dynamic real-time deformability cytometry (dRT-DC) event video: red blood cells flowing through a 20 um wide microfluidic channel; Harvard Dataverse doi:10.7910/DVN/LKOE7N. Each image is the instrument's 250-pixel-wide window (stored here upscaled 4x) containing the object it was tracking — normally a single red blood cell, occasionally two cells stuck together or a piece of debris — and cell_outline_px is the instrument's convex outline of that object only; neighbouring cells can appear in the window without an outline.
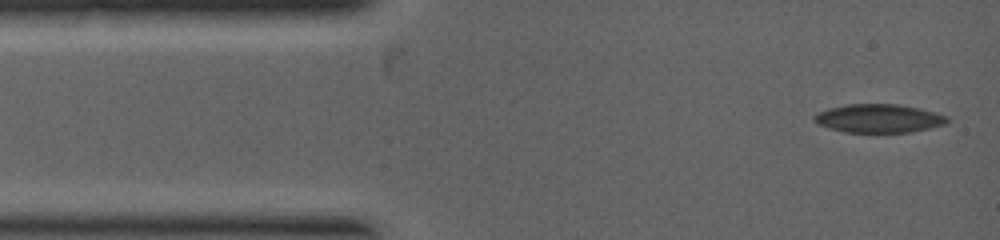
{"species": "common noctule bat (a hibernating species)", "species_latin": "Nyctalus noctula", "temperature_condition": "warm", "stored_images_in_passage": 2, "camera_frame_rate_fps": 5000, "um_per_image_px": 0.085, "animal": {"sex": "female", "body_mass_g": 19.0, "forearm_length_mm": 53.3}, "frame": {"image": 1, "passage_image": 1, "time_ms": 0.0, "image_size_px": [1000, 240], "cell_outline_px": [[948, 124], [912, 132], [844, 132], [828, 128], [816, 124], [812, 120], [812, 116], [828, 108], [848, 104], [896, 104], [920, 108], [936, 112], [948, 116]], "centroid_in_image_um": [74.7, 10.07], "position_along_channel_um": 10.3, "area_um2": 22.31}}